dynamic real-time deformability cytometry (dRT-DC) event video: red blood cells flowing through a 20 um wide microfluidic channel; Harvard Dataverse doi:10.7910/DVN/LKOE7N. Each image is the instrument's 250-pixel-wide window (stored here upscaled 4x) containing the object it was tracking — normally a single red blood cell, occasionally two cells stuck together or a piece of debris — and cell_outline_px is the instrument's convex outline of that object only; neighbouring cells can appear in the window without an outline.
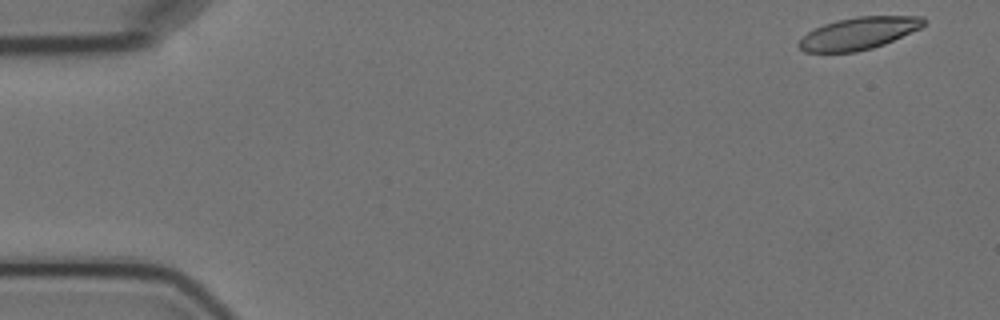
{"species": "Egyptian fruit bat (a non-hibernating species)", "species_latin": "Rousettus aegyptiacus", "temperature_condition": "cold", "stored_images_in_passage": 2, "camera_frame_rate_fps": 3000, "um_per_image_px": 0.085, "animal": {"sex": "female"}, "frame": {"image": 1, "passage_image": 1, "time_ms": 0.0, "image_size_px": [1000, 320], "cell_outline_px": [[928, 20], [920, 28], [884, 44], [872, 48], [856, 52], [804, 52], [796, 44], [808, 32], [824, 24], [856, 16], [924, 16]], "centroid_in_image_um": [73.0, 2.83], "position_along_channel_um": 12.0, "area_um2": 23.29}}